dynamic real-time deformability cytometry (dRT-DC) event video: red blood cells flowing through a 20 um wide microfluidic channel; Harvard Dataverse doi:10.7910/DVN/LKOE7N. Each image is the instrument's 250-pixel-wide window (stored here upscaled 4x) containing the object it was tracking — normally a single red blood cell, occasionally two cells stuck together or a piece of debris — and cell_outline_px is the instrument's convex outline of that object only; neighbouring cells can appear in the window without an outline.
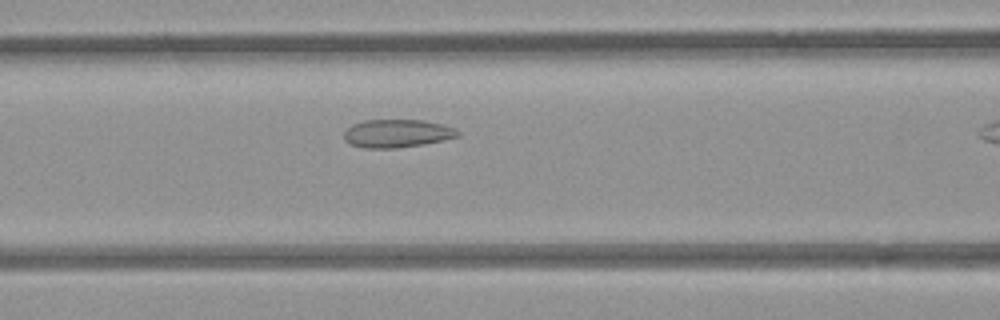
{"species": "common noctule bat (a hibernating species)", "species_latin": "Nyctalus noctula", "temperature_condition": "room temperature", "stored_images_in_passage": 30, "camera_frame_rate_fps": 3000, "um_per_image_px": 0.085, "animal": {"sex": "female", "body_mass_g": 21.9}, "frame": {"image": 1, "passage_image": 9, "time_ms": 2.667, "image_size_px": [1000, 320], "cell_outline_px": [[460, 136], [444, 140], [424, 144], [396, 148], [364, 148], [352, 144], [344, 140], [344, 132], [352, 124], [364, 120], [424, 120], [444, 124], [456, 128], [460, 132]], "centroid_in_image_um": [33.79, 11.33], "position_along_channel_um": 132.8, "area_um2": 18.79}}
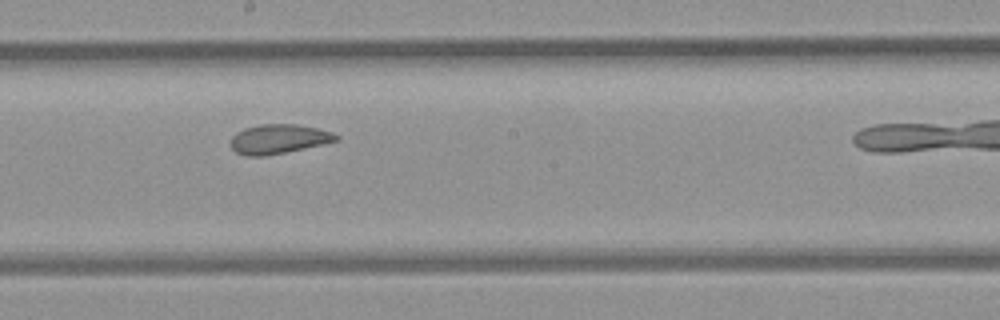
{"frame": {"image": 2, "passage_image": 16, "time_ms": 5.0, "image_size_px": [1000, 320], "cell_outline_px": [[340, 140], [284, 152], [264, 156], [248, 156], [236, 152], [232, 148], [232, 136], [236, 132], [244, 128], [260, 124], [296, 124], [316, 128], [332, 132], [340, 136]], "centroid_in_image_um": [23.68, 11.8], "position_along_channel_um": 224.5, "area_um2": 17.86}}
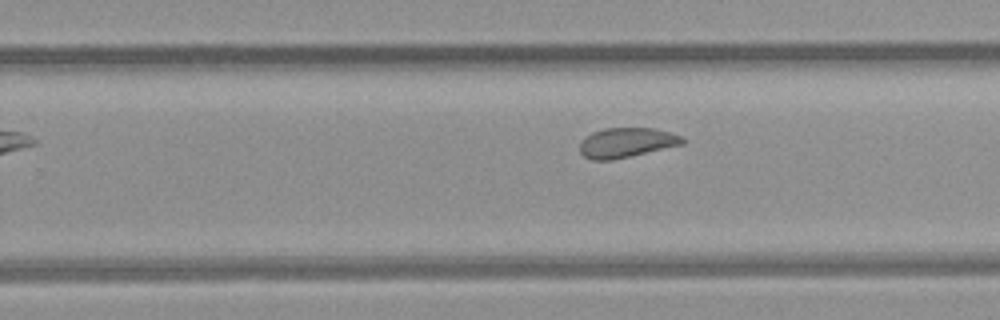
{"frame": {"image": 3, "passage_image": 20, "time_ms": 6.333, "image_size_px": [1000, 320], "cell_outline_px": [[684, 144], [612, 160], [592, 160], [584, 156], [580, 152], [580, 144], [584, 136], [592, 132], [604, 128], [652, 128], [668, 132], [680, 136], [684, 140]], "centroid_in_image_um": [53.2, 12.12], "position_along_channel_um": 276.6, "area_um2": 17.69}}